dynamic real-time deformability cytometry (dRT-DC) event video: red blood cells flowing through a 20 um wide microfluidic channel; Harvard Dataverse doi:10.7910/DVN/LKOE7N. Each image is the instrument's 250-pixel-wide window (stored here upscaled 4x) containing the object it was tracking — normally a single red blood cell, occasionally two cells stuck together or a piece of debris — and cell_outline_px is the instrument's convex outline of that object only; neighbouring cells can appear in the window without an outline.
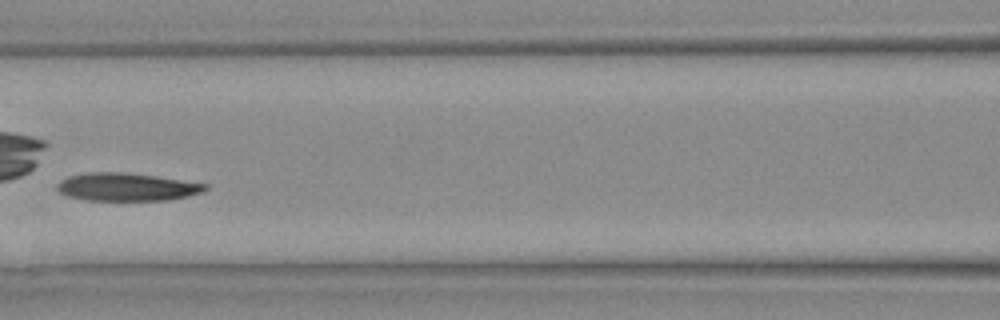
{"species": "Egyptian fruit bat (a non-hibernating species)", "species_latin": "Rousettus aegyptiacus", "temperature_condition": "warm", "stored_images_in_passage": 11, "camera_frame_rate_fps": 3000, "um_per_image_px": 0.085, "animal": {"sex": "female"}, "frame": {"image": 1, "passage_image": 8, "time_ms": 2.333, "image_size_px": [1000, 320], "cell_outline_px": [[208, 188], [200, 192], [188, 196], [168, 200], [84, 200], [64, 196], [56, 188], [64, 180], [72, 176], [88, 172], [120, 172], [156, 176], [208, 184]], "centroid_in_image_um": [10.79, 15.9], "position_along_channel_um": 155.8, "area_um2": 23.81}}